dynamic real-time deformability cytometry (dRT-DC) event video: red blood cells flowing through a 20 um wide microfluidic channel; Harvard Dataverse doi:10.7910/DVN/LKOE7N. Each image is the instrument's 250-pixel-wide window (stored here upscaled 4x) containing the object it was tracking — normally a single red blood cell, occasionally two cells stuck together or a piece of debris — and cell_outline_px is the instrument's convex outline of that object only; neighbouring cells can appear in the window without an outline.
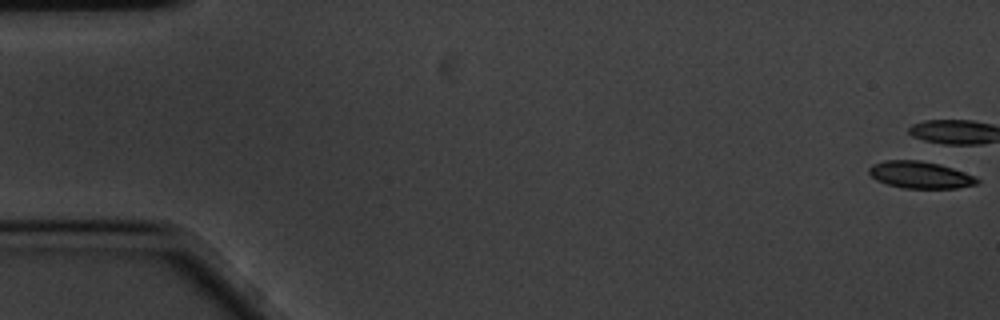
{"species": "common noctule bat (a hibernating species)", "species_latin": "Nyctalus noctula", "temperature_condition": "cold", "stored_images_in_passage": 45, "camera_frame_rate_fps": 3000, "um_per_image_px": 0.085, "animal": {"sex": "male", "body_mass_g": 20.1, "forearm_length_mm": 53.5}, "frame": {"image": 1, "passage_image": 1, "time_ms": 0.0, "image_size_px": [1000, 320], "cell_outline_px": [[980, 180], [976, 184], [956, 188], [904, 188], [888, 184], [876, 180], [868, 172], [868, 168], [872, 164], [884, 160], [920, 160], [940, 164], [964, 172]], "centroid_in_image_um": [78.17, 14.85], "position_along_channel_um": 6.8, "area_um2": 16.88}}